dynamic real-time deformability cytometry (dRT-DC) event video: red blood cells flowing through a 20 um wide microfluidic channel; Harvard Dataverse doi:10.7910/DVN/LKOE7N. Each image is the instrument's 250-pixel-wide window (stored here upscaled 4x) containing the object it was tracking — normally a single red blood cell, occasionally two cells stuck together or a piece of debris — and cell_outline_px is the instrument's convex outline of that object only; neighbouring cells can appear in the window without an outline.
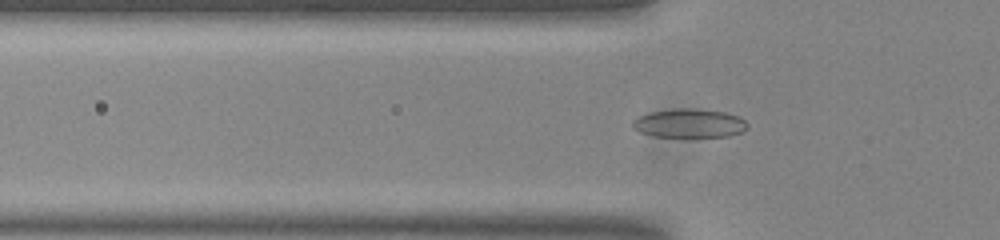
{"species": "common noctule bat (a hibernating species)", "species_latin": "Nyctalus noctula", "temperature_condition": "room temperature", "stored_images_in_passage": 44, "camera_frame_rate_fps": 3000, "um_per_image_px": 0.085, "animal": {"sex": "male", "body_mass_g": 20.0, "forearm_length_mm": 53.3}, "frame": {"image": 1, "passage_image": 7, "time_ms": 2.0, "image_size_px": [1000, 240], "cell_outline_px": [[748, 128], [740, 132], [728, 136], [652, 136], [640, 132], [632, 128], [632, 120], [636, 116], [648, 112], [676, 108], [696, 108], [728, 112], [740, 116], [748, 124]], "centroid_in_image_um": [58.57, 10.45], "position_along_channel_um": 67.2, "area_um2": 19.54}}
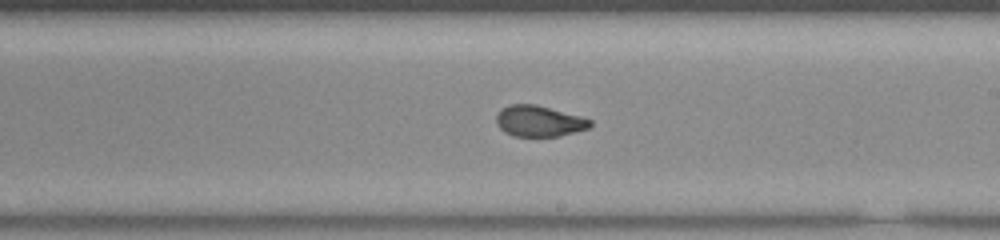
{"frame": {"image": 2, "passage_image": 21, "time_ms": 6.667, "image_size_px": [1000, 240], "cell_outline_px": [[592, 124], [588, 128], [560, 136], [512, 136], [504, 132], [496, 124], [496, 116], [508, 104], [536, 104], [580, 116], [592, 120]], "centroid_in_image_um": [45.81, 10.3], "position_along_channel_um": 243.2, "area_um2": 16.88}}
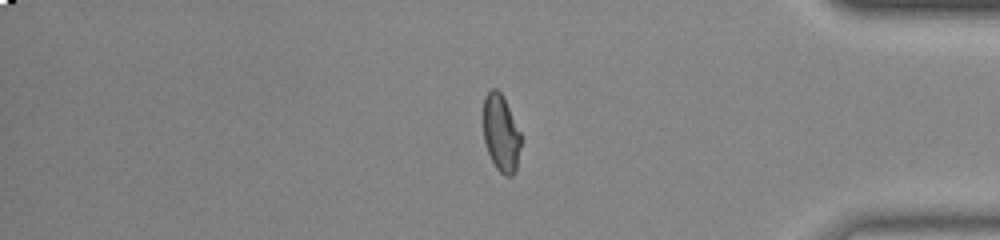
{"frame": {"image": 3, "passage_image": 35, "time_ms": 11.333, "image_size_px": [1000, 240], "cell_outline_px": [[520, 148], [516, 172], [512, 176], [504, 176], [496, 168], [488, 152], [484, 140], [484, 96], [492, 88], [496, 88], [504, 96], [520, 132]], "centroid_in_image_um": [42.59, 11.32], "position_along_channel_um": 392.6, "area_um2": 16.88}, "authors_computed_cell_mechanics": {"area_um2": 17.4845, "velocity_mm_per_s": 3.765, "shape_relaxation_time_tau1_ms": null, "shape_relaxation_time_tau2_ms": 0.9817, "deformation_change_tau1": null, "deformation_change_tau2": 0.0504}}